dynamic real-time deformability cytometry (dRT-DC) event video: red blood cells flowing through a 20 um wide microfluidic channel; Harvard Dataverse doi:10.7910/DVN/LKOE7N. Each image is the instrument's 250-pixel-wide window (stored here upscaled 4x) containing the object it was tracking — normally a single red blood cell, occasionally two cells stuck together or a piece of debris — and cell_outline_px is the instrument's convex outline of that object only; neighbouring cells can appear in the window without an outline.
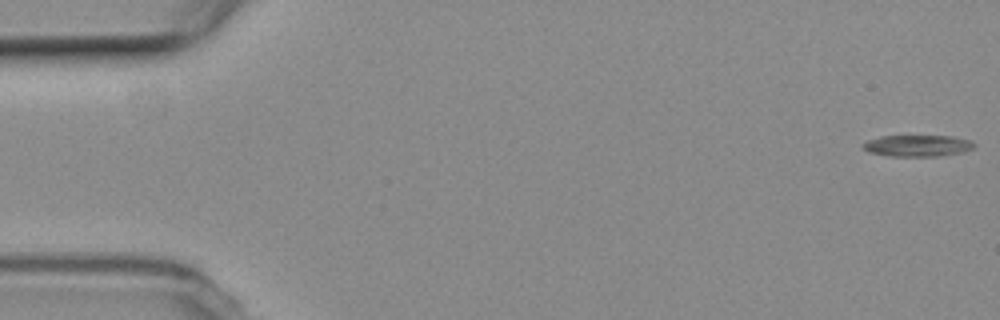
{"species": "common noctule bat (a hibernating species)", "species_latin": "Nyctalus noctula", "temperature_condition": "room temperature", "stored_images_in_passage": 6, "camera_frame_rate_fps": 3000, "um_per_image_px": 0.085, "animal": {"sex": "female", "body_mass_g": 19.3, "forearm_length_mm": 54.1}, "frame": {"image": 1, "passage_image": 1, "time_ms": 0.0, "image_size_px": [1000, 320], "cell_outline_px": [[976, 144], [972, 148], [964, 152], [936, 156], [892, 156], [868, 152], [860, 144], [868, 140], [880, 136], [952, 136], [972, 140]], "centroid_in_image_um": [78.0, 12.38], "position_along_channel_um": 7.0, "area_um2": 13.93}}
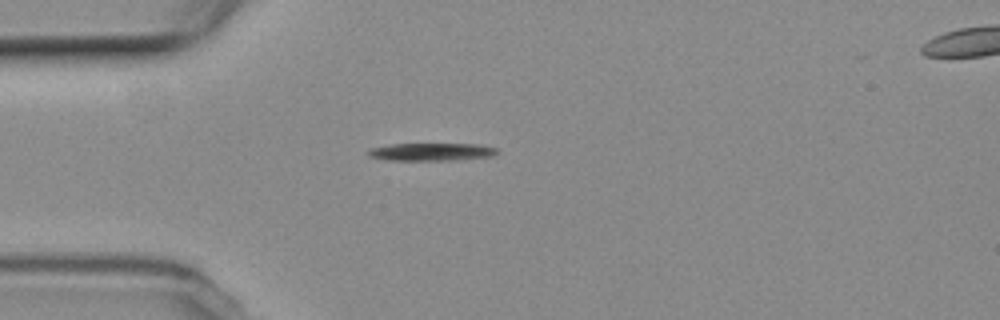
{"frame": {"image": 2, "passage_image": 5, "time_ms": 4.667, "image_size_px": [1000, 320], "cell_outline_px": [[500, 152], [496, 156], [456, 160], [388, 160], [368, 156], [368, 152], [372, 148], [392, 144], [476, 144], [496, 148]], "centroid_in_image_um": [36.75, 12.91], "position_along_channel_um": 48.3, "area_um2": 13.29}}